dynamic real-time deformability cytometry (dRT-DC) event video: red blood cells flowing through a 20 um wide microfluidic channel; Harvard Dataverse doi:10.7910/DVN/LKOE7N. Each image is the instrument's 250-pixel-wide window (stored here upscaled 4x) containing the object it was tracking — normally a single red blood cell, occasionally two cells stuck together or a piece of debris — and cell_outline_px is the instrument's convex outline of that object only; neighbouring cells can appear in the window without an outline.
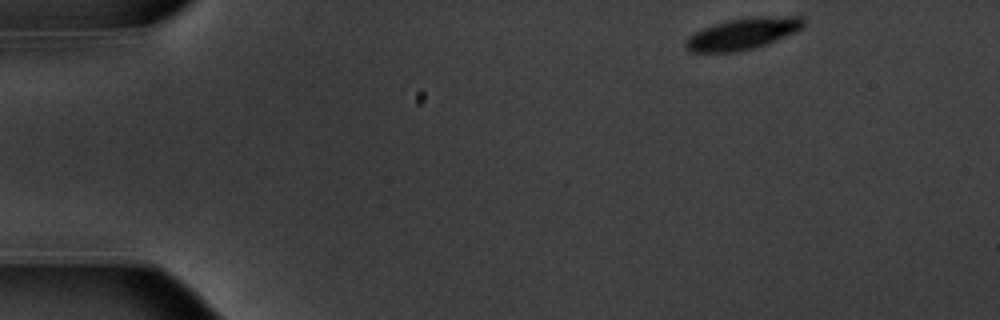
{"species": "common noctule bat (a hibernating species)", "species_latin": "Nyctalus noctula", "temperature_condition": "warm", "stored_images_in_passage": 49, "camera_frame_rate_fps": 3000, "um_per_image_px": 0.085, "animal": {"sex": "male", "body_mass_g": 20.1, "forearm_length_mm": 53.5}, "frame": {"image": 1, "passage_image": 1, "time_ms": 0.0, "image_size_px": [1000, 320], "cell_outline_px": [[804, 28], [764, 44], [752, 48], [736, 52], [688, 52], [684, 44], [688, 36], [712, 24], [728, 20], [756, 16], [804, 16]], "centroid_in_image_um": [63.12, 2.85], "position_along_channel_um": 21.9, "area_um2": 21.5}}
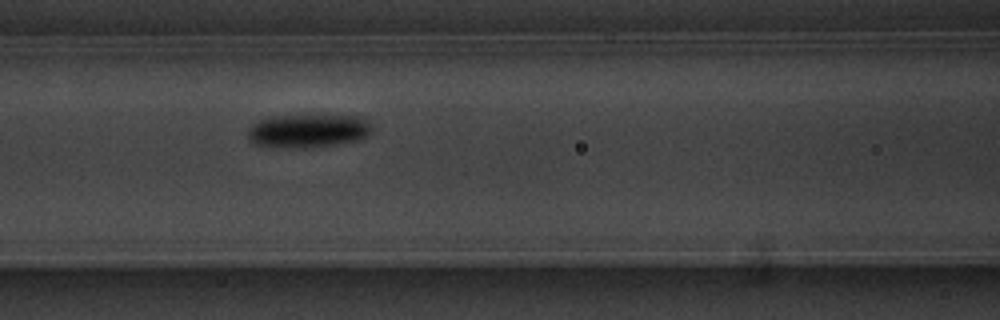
{"frame": {"image": 2, "passage_image": 18, "time_ms": 5.667, "image_size_px": [1000, 320], "cell_outline_px": [[372, 132], [368, 136], [360, 140], [336, 144], [304, 148], [296, 148], [256, 144], [248, 140], [248, 128], [252, 124], [260, 120], [276, 116], [360, 116], [368, 120], [372, 128]], "centroid_in_image_um": [26.23, 11.12], "position_along_channel_um": 140.4, "area_um2": 24.04}}
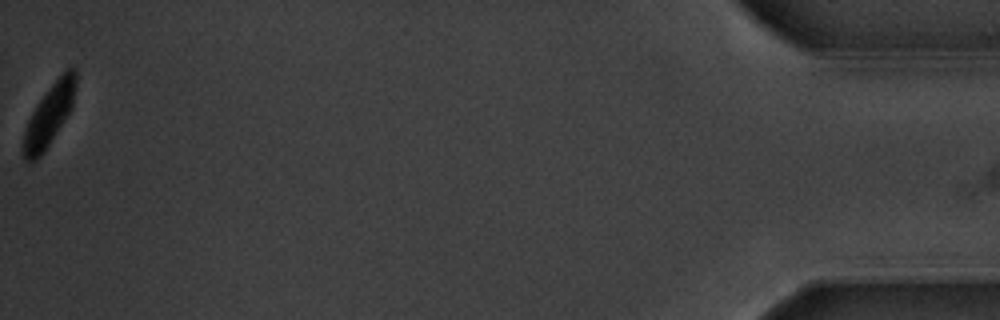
{"frame": {"image": 3, "passage_image": 49, "time_ms": 16.0, "image_size_px": [1000, 320], "cell_outline_px": [[76, 84], [72, 108], [44, 152], [36, 160], [24, 160], [24, 132], [28, 120], [36, 104], [52, 84], [68, 68], [76, 68]], "centroid_in_image_um": [4.2, 9.77], "position_along_channel_um": 431.0, "area_um2": 18.26}, "authors_computed_cell_mechanics": {"area_um2": 22.1374, "velocity_mm_per_s": 3.713, "shape_relaxation_time_tau1_ms": 2.1769, "shape_relaxation_time_tau2_ms": null, "deformation_change_tau1": 0.1732, "deformation_change_tau2": null}}